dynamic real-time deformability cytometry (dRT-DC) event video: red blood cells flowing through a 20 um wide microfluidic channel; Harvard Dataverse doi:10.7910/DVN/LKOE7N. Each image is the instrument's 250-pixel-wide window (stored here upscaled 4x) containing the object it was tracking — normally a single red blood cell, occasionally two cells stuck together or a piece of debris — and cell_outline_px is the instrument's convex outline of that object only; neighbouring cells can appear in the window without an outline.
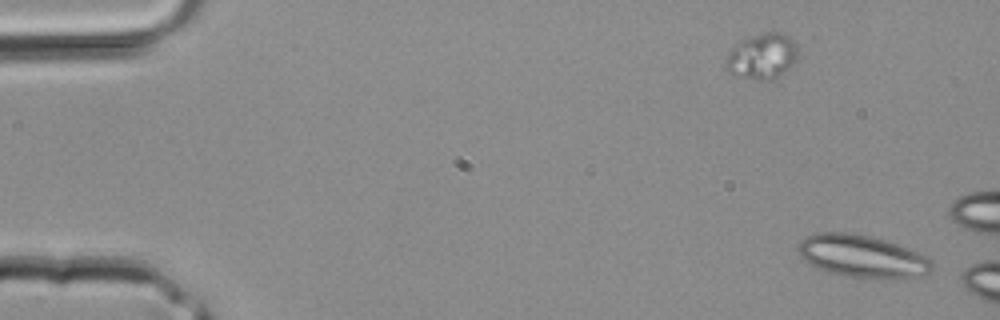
{"species": "common noctule bat (a hibernating species)", "species_latin": "Nyctalus noctula", "temperature_condition": "room temperature", "stored_images_in_passage": 12, "camera_frame_rate_fps": 3000, "um_per_image_px": 0.085, "animal": {"sex": "male", "body_mass_g": 20.4}, "frame": {"image": 1, "passage_image": 1, "time_ms": 0.0, "image_size_px": [1000, 320], "cell_outline_px": [[932, 268], [928, 272], [920, 276], [896, 280], [860, 280], [840, 276], [824, 272], [816, 268], [804, 260], [800, 256], [796, 248], [800, 240], [804, 236], [812, 232], [844, 232], [868, 236], [884, 240], [932, 256]], "centroid_in_image_um": [73.27, 21.83], "position_along_channel_um": 11.7, "area_um2": 34.56}}